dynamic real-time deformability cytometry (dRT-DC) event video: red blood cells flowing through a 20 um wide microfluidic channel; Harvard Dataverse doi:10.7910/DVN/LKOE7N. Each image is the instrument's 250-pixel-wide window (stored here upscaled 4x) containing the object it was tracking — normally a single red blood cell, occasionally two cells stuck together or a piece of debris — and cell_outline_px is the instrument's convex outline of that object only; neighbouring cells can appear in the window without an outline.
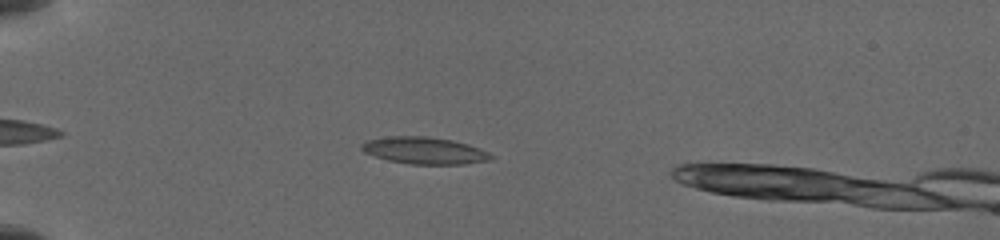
{"species": "common noctule bat (a hibernating species)", "species_latin": "Nyctalus noctula", "temperature_condition": "cold", "stored_images_in_passage": 38, "camera_frame_rate_fps": 3000, "um_per_image_px": 0.085, "animal": {"sex": "female", "body_mass_g": 19.5, "forearm_length_mm": 54.1}, "frame": {"image": 1, "passage_image": 7, "time_ms": 2.667, "image_size_px": [1000, 240], "cell_outline_px": [[496, 156], [488, 160], [468, 164], [408, 164], [388, 160], [364, 152], [360, 148], [360, 144], [364, 140], [388, 136], [428, 136], [452, 140], [468, 144], [480, 148]], "centroid_in_image_um": [36.06, 12.79], "position_along_channel_um": 48.9, "area_um2": 20.52}}
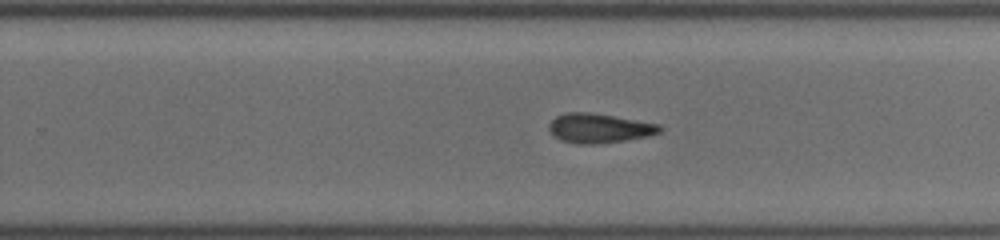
{"frame": {"image": 2, "passage_image": 21, "time_ms": 9.333, "image_size_px": [1000, 240], "cell_outline_px": [[664, 128], [660, 132], [648, 136], [624, 140], [596, 144], [576, 144], [560, 140], [552, 136], [548, 128], [548, 124], [556, 116], [568, 112], [592, 112], [660, 124]], "centroid_in_image_um": [50.91, 10.89], "position_along_channel_um": 278.9, "area_um2": 19.19}}
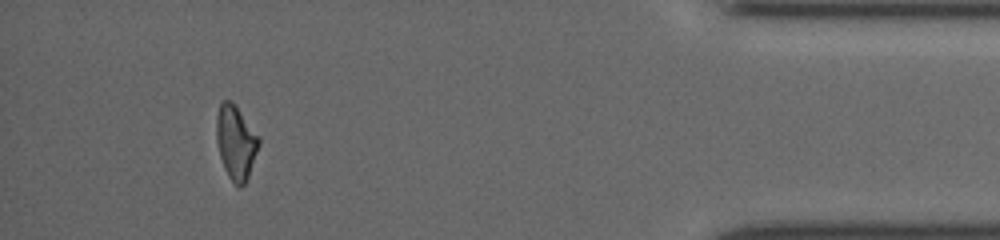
{"frame": {"image": 3, "passage_image": 37, "time_ms": 14.0, "image_size_px": [1000, 240], "cell_outline_px": [[260, 144], [248, 176], [244, 184], [240, 188], [228, 176], [224, 168], [220, 156], [216, 140], [216, 116], [220, 104], [224, 100], [232, 100], [260, 140]], "centroid_in_image_um": [20.02, 12.09], "position_along_channel_um": 415.2, "area_um2": 17.98}}